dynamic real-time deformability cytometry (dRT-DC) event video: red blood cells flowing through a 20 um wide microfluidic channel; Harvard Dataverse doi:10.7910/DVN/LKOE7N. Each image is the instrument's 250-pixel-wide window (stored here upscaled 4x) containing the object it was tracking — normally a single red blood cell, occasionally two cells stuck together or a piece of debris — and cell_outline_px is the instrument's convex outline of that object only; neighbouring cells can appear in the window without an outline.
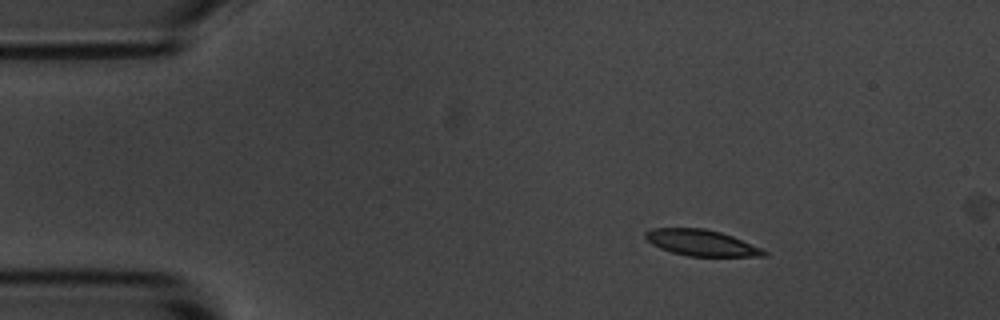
{"species": "common noctule bat (a hibernating species)", "species_latin": "Nyctalus noctula", "temperature_condition": "room temperature", "stored_images_in_passage": 8, "camera_frame_rate_fps": 3000, "um_per_image_px": 0.085, "animal": {"sex": "male", "body_mass_g": 20.1, "forearm_length_mm": 53.5}, "frame": {"image": 1, "passage_image": 1, "time_ms": 0.0, "image_size_px": [1000, 320], "cell_outline_px": [[768, 256], [688, 256], [672, 252], [660, 248], [652, 244], [644, 236], [644, 232], [652, 228], [704, 228], [720, 232], [732, 236], [760, 248], [768, 252]], "centroid_in_image_um": [59.59, 20.63], "position_along_channel_um": 25.4, "area_um2": 17.86}}